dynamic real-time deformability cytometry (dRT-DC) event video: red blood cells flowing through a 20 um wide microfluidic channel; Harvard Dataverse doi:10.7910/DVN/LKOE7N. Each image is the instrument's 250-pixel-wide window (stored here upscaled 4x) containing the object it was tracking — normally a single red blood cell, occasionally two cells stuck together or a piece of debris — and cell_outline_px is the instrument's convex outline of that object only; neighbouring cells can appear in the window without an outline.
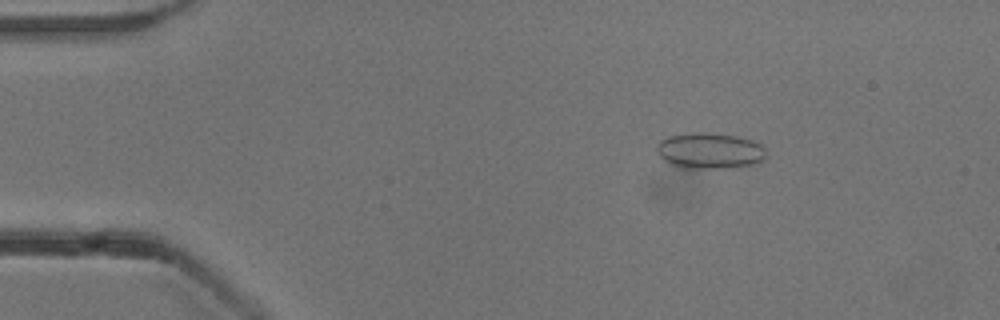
{"species": "common noctule bat (a hibernating species)", "species_latin": "Nyctalus noctula", "temperature_condition": "cold", "stored_images_in_passage": 53, "camera_frame_rate_fps": 3000, "um_per_image_px": 0.085, "animal": {"sex": "male", "body_mass_g": 13.3}, "frame": {"image": 1, "passage_image": 8, "time_ms": 2.333, "image_size_px": [1000, 320], "cell_outline_px": [[764, 160], [760, 164], [720, 168], [680, 168], [664, 160], [660, 156], [656, 148], [656, 144], [660, 140], [668, 136], [688, 132], [708, 132], [736, 136], [752, 140], [760, 144], [764, 148]], "centroid_in_image_um": [60.31, 12.81], "position_along_channel_um": 24.7, "area_um2": 23.12}}
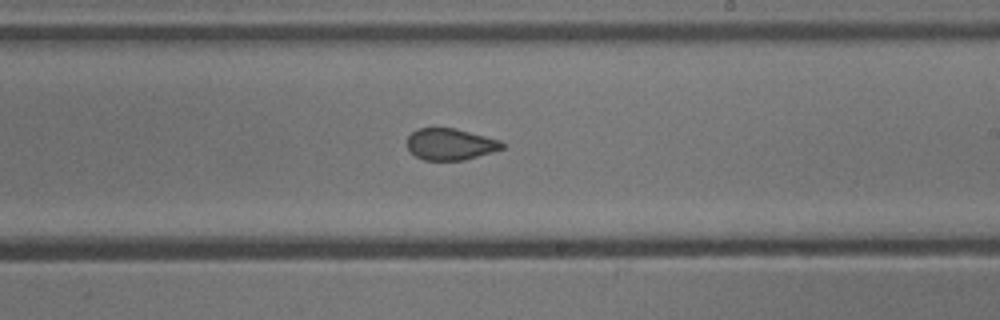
{"frame": {"image": 2, "passage_image": 31, "time_ms": 10.0, "image_size_px": [1000, 320], "cell_outline_px": [[504, 148], [492, 152], [464, 160], [424, 160], [416, 156], [408, 148], [408, 136], [412, 132], [420, 128], [456, 128], [500, 140], [504, 144]], "centroid_in_image_um": [38.29, 12.26], "position_along_channel_um": 250.7, "area_um2": 17.34}}
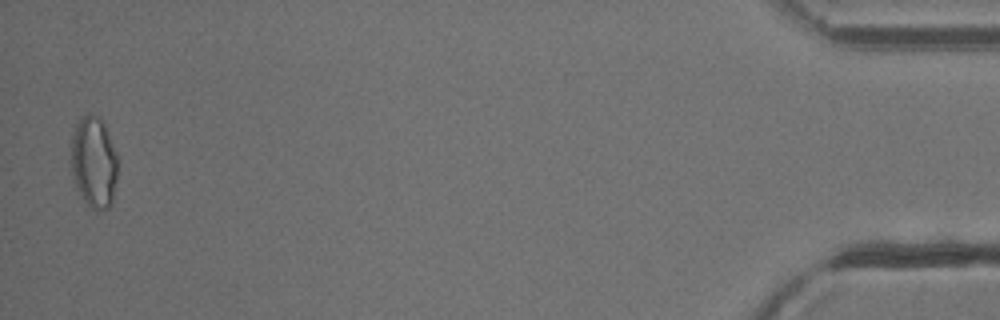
{"frame": {"image": 3, "passage_image": 52, "time_ms": 17.0, "image_size_px": [1000, 320], "cell_outline_px": [[116, 180], [112, 204], [108, 208], [96, 212], [84, 200], [76, 188], [68, 160], [72, 136], [76, 124], [88, 112], [92, 112], [100, 116], [104, 120], [116, 156]], "centroid_in_image_um": [7.94, 13.77], "position_along_channel_um": 427.3, "area_um2": 25.37}, "authors_computed_cell_mechanics": {"area_um2": 19.1318, "velocity_mm_per_s": 3.8626, "shape_relaxation_time_tau1_ms": 10.2765, "shape_relaxation_time_tau2_ms": 1.6357, "deformation_change_tau1": 0.1405, "deformation_change_tau2": 0.0601}}